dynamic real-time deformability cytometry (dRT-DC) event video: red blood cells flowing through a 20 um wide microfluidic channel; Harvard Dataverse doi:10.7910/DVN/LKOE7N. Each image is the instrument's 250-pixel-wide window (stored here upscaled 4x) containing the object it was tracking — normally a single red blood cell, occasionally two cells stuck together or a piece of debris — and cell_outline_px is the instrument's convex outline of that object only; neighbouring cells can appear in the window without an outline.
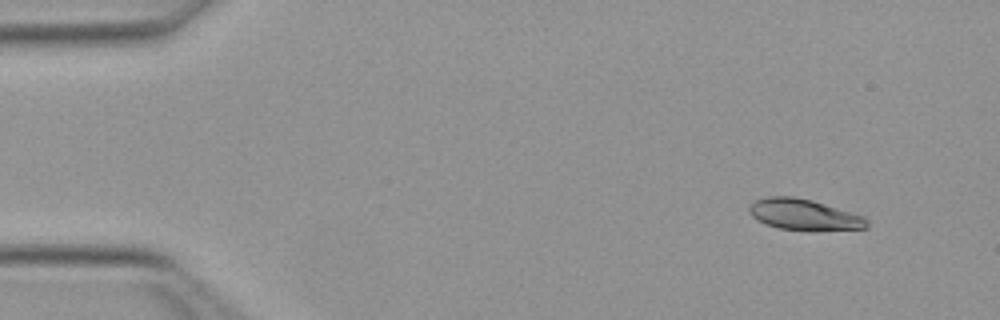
{"species": "Egyptian fruit bat (a non-hibernating species)", "species_latin": "Rousettus aegyptiacus", "temperature_condition": "warm", "stored_images_in_passage": 47, "camera_frame_rate_fps": 3000, "um_per_image_px": 0.085, "animal": {"sex": "female"}, "frame": {"image": 1, "passage_image": 1, "time_ms": 0.0, "image_size_px": [1000, 320], "cell_outline_px": [[868, 228], [812, 232], [780, 228], [764, 224], [752, 216], [748, 212], [748, 208], [756, 200], [768, 196], [792, 196], [812, 200], [864, 216], [868, 220]], "centroid_in_image_um": [68.37, 18.27], "position_along_channel_um": 16.6, "area_um2": 21.62}}
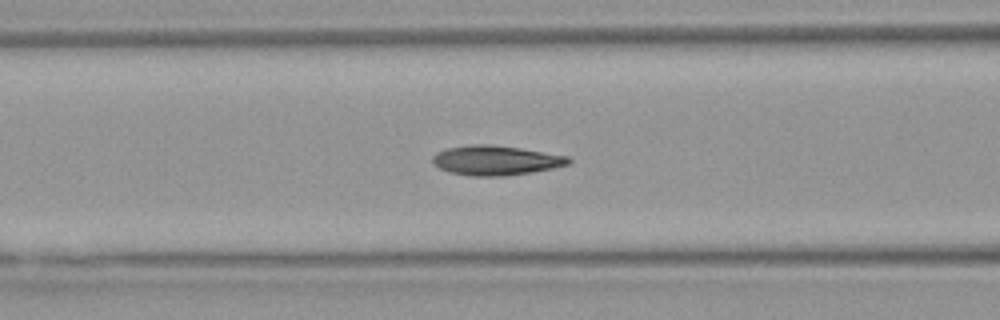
{"frame": {"image": 2, "passage_image": 17, "time_ms": 5.333, "image_size_px": [1000, 320], "cell_outline_px": [[572, 160], [568, 164], [552, 168], [532, 172], [504, 176], [468, 176], [448, 172], [432, 164], [432, 156], [436, 152], [444, 148], [472, 144], [492, 144], [520, 148], [568, 156]], "centroid_in_image_um": [42.08, 13.63], "position_along_channel_um": 124.5, "area_um2": 23.7}}
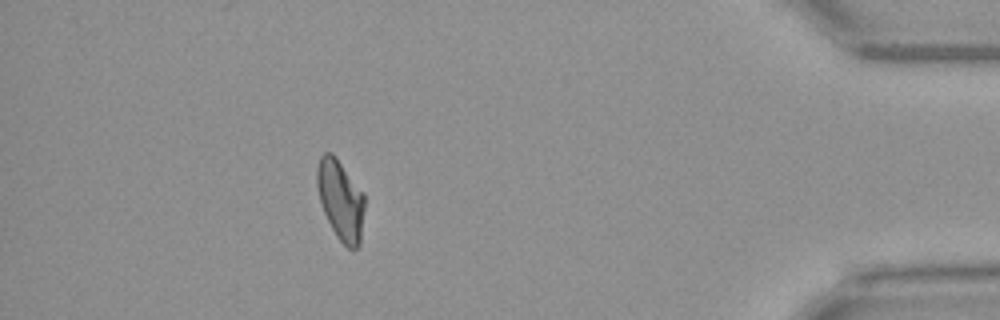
{"frame": {"image": 3, "passage_image": 42, "time_ms": 13.667, "image_size_px": [1000, 320], "cell_outline_px": [[364, 208], [360, 244], [356, 248], [348, 248], [336, 236], [324, 212], [320, 200], [316, 184], [316, 168], [320, 156], [324, 152], [332, 152], [336, 156], [364, 192]], "centroid_in_image_um": [28.94, 16.95], "position_along_channel_um": 406.3, "area_um2": 22.31}, "authors_computed_cell_mechanics": {"area_um2": 22.3686, "velocity_mm_per_s": 3.9953, "shape_relaxation_time_tau1_ms": 6.6872, "shape_relaxation_time_tau2_ms": 1.5979, "deformation_change_tau1": 0.2035, "deformation_change_tau2": 0.0555}}